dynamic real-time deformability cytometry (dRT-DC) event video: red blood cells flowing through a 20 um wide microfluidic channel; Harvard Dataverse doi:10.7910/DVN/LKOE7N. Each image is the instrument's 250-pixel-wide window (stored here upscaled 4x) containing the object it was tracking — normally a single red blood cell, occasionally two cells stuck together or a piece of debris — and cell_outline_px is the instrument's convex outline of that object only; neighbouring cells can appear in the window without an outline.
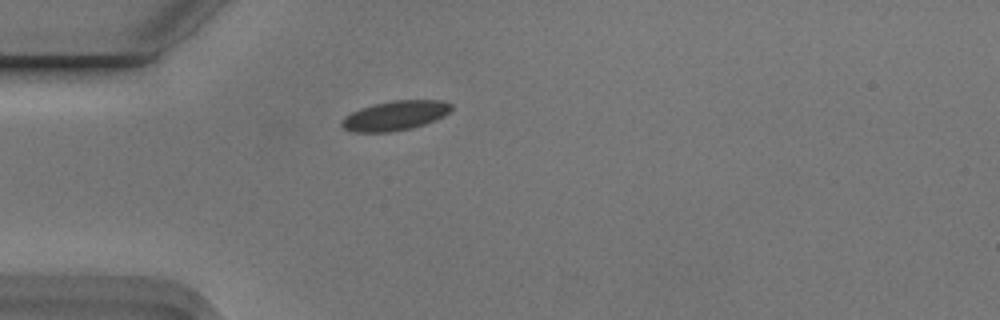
{"species": "Egyptian fruit bat (a non-hibernating species)", "species_latin": "Rousettus aegyptiacus", "temperature_condition": "cold", "stored_images_in_passage": 1, "camera_frame_rate_fps": 3000, "um_per_image_px": 0.085, "animal": {"sex": "male"}, "frame": {"image": 1, "passage_image": 1, "time_ms": 0.0, "image_size_px": [1000, 320], "cell_outline_px": [[452, 108], [444, 116], [436, 120], [412, 128], [388, 132], [356, 132], [344, 128], [340, 124], [340, 120], [344, 116], [360, 108], [372, 104], [392, 100], [444, 100], [452, 104]], "centroid_in_image_um": [33.58, 9.81], "position_along_channel_um": 51.4, "area_um2": 19.02}}